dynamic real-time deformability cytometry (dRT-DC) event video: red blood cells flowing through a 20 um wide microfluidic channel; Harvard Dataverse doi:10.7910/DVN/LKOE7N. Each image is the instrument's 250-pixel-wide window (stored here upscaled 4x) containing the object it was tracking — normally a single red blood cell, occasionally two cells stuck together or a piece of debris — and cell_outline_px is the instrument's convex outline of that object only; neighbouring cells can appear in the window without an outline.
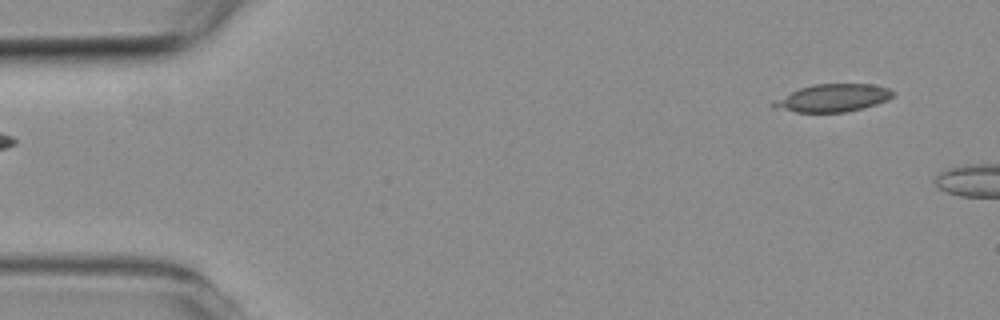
{"species": "common noctule bat (a hibernating species)", "species_latin": "Nyctalus noctula", "temperature_condition": "room temperature", "stored_images_in_passage": 2, "camera_frame_rate_fps": 3000, "um_per_image_px": 0.085, "animal": {"sex": "female", "body_mass_g": 19.3, "forearm_length_mm": 54.1}, "frame": {"image": 1, "passage_image": 2, "time_ms": 1.0, "image_size_px": [1000, 320], "cell_outline_px": [[896, 92], [888, 100], [876, 104], [844, 112], [796, 112], [772, 108], [772, 100], [800, 88], [812, 84], [872, 84], [888, 88]], "centroid_in_image_um": [70.76, 8.32], "position_along_channel_um": 14.2, "area_um2": 19.25}}